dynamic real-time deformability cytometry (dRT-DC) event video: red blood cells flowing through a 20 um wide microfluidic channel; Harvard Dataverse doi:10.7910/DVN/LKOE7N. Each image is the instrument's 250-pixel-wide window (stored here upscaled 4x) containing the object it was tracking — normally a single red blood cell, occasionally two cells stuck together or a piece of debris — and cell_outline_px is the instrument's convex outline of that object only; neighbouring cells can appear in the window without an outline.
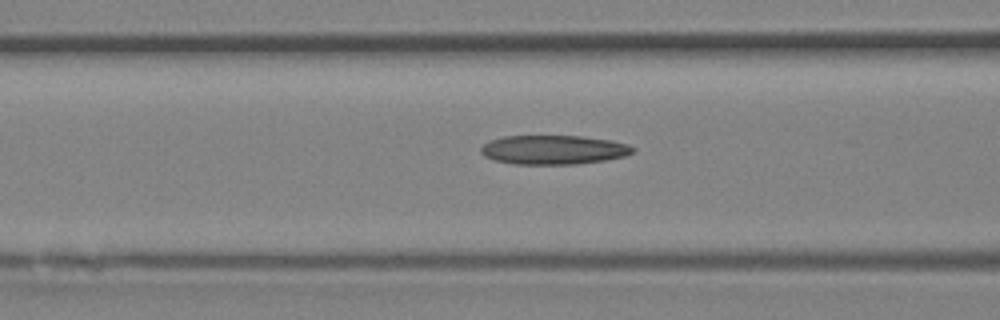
{"species": "Egyptian fruit bat (a non-hibernating species)", "species_latin": "Rousettus aegyptiacus", "temperature_condition": "room temperature", "stored_images_in_passage": 6, "camera_frame_rate_fps": 3000, "um_per_image_px": 0.085, "animal": {"sex": "female"}, "frame": {"image": 1, "passage_image": 6, "time_ms": 1.667, "image_size_px": [1000, 320], "cell_outline_px": [[636, 152], [624, 156], [604, 160], [576, 164], [512, 164], [496, 160], [484, 156], [480, 152], [480, 148], [484, 144], [492, 140], [504, 136], [580, 136], [612, 140], [628, 144], [636, 148]], "centroid_in_image_um": [47.08, 12.73], "position_along_channel_um": 119.5, "area_um2": 25.84}}